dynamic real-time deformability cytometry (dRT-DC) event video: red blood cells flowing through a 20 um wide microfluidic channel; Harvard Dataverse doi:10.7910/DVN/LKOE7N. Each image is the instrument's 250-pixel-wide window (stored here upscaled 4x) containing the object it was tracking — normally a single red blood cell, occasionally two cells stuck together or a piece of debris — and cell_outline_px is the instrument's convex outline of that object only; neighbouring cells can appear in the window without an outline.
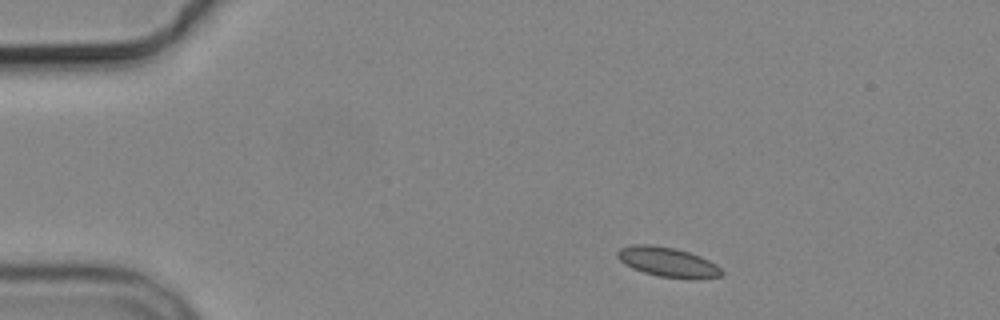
{"species": "common noctule bat (a hibernating species)", "species_latin": "Nyctalus noctula", "temperature_condition": "cold", "stored_images_in_passage": 3, "camera_frame_rate_fps": 3000, "um_per_image_px": 0.085, "animal": {"sex": "male", "body_mass_g": 19.2, "forearm_length_mm": 51.8}, "frame": {"image": 1, "passage_image": 1, "time_ms": 0.0, "image_size_px": [1000, 320], "cell_outline_px": [[724, 272], [720, 276], [660, 276], [644, 272], [632, 268], [624, 264], [616, 256], [616, 252], [620, 248], [632, 244], [648, 244], [676, 248], [700, 256], [716, 264]], "centroid_in_image_um": [56.65, 22.21], "position_along_channel_um": 28.3, "area_um2": 17.28}}